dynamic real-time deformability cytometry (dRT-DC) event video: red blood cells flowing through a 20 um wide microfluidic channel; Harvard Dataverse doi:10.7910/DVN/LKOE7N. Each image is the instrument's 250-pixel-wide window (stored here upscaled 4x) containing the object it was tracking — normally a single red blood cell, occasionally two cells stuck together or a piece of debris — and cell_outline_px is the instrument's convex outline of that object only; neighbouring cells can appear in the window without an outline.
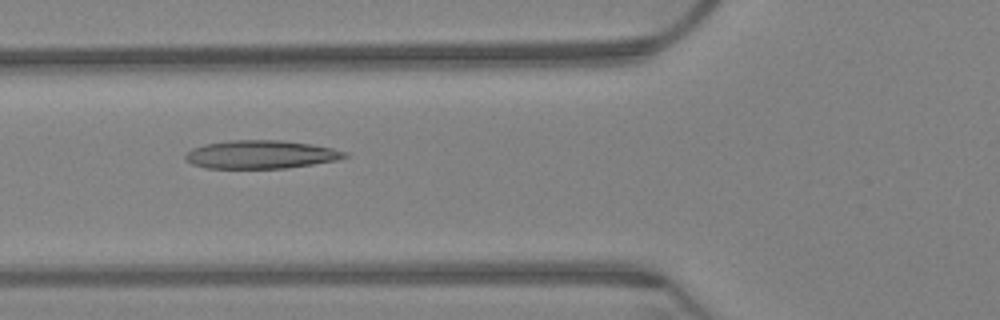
{"species": "Egyptian fruit bat (a non-hibernating species)", "species_latin": "Rousettus aegyptiacus", "temperature_condition": "warm", "stored_images_in_passage": 44, "camera_frame_rate_fps": 3000, "um_per_image_px": 0.085, "animal": {"sex": "female"}, "frame": {"image": 1, "passage_image": 24, "time_ms": 7.667, "image_size_px": [1000, 320], "cell_outline_px": [[348, 156], [336, 160], [288, 168], [204, 168], [192, 164], [184, 160], [184, 156], [192, 148], [204, 144], [228, 140], [284, 140], [312, 144], [332, 148], [348, 152]], "centroid_in_image_um": [22.15, 13.13], "position_along_channel_um": 103.7, "area_um2": 26.41}}
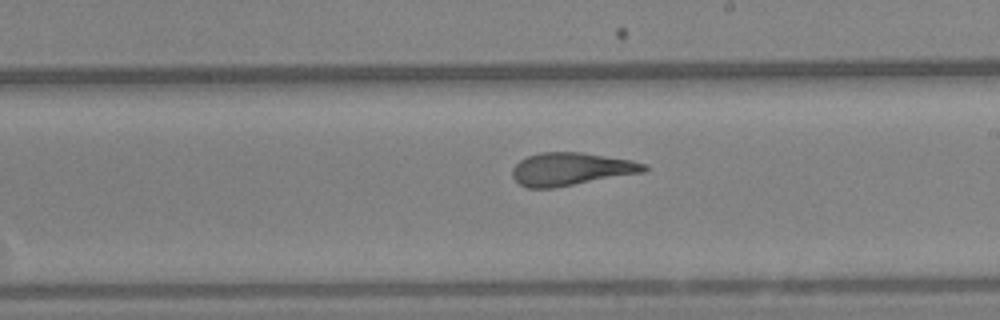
{"frame": {"image": 2, "passage_image": 37, "time_ms": 12.0, "image_size_px": [1000, 320], "cell_outline_px": [[648, 168], [644, 172], [552, 188], [528, 188], [520, 184], [512, 176], [512, 168], [520, 160], [528, 156], [540, 152], [580, 152], [632, 160], [648, 164]], "centroid_in_image_um": [48.54, 14.36], "position_along_channel_um": 240.5, "area_um2": 25.09}}
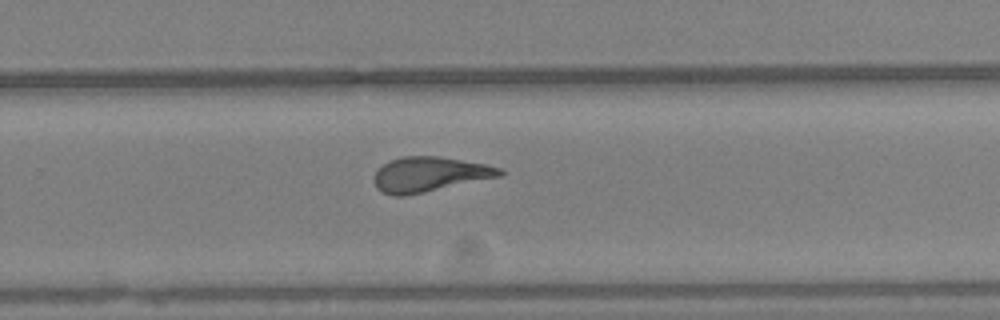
{"frame": {"image": 3, "passage_image": 42, "time_ms": 13.667, "image_size_px": [1000, 320], "cell_outline_px": [[504, 176], [404, 196], [392, 196], [376, 188], [372, 180], [372, 176], [388, 160], [404, 156], [440, 156], [488, 164], [500, 168], [504, 172]], "centroid_in_image_um": [36.52, 14.81], "position_along_channel_um": 293.3, "area_um2": 25.84}}